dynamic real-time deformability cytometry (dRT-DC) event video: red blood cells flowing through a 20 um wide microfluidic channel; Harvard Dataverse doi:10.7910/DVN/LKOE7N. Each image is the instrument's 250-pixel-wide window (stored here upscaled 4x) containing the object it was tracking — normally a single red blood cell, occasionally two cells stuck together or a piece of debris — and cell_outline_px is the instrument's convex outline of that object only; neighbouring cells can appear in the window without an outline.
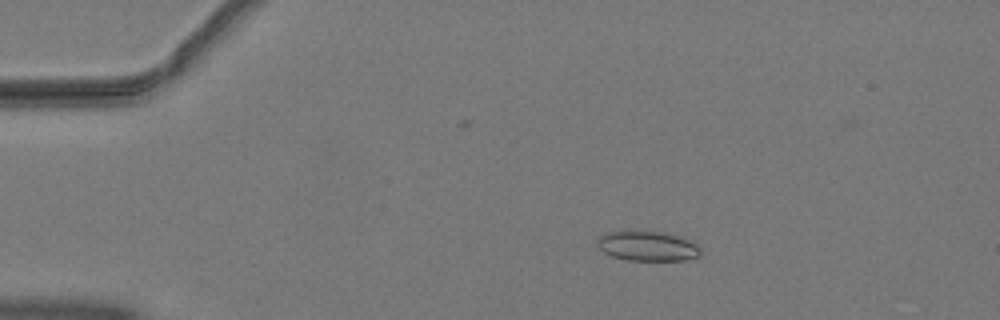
{"species": "common noctule bat (a hibernating species)", "species_latin": "Nyctalus noctula", "temperature_condition": "warm", "stored_images_in_passage": 52, "camera_frame_rate_fps": 3000, "um_per_image_px": 0.085, "animal": {"sex": "male", "body_mass_g": 19.2, "forearm_length_mm": 51.8}, "frame": {"image": 1, "passage_image": 11, "time_ms": 3.333, "image_size_px": [1000, 320], "cell_outline_px": [[700, 256], [684, 260], [628, 260], [612, 256], [604, 252], [596, 244], [596, 240], [604, 232], [624, 228], [632, 228], [664, 232], [680, 236], [692, 240], [700, 248]], "centroid_in_image_um": [54.99, 20.85], "position_along_channel_um": 30.0, "area_um2": 18.84}}
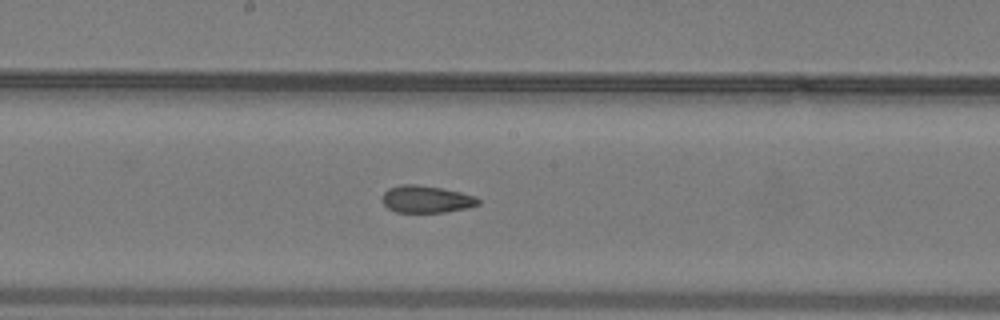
{"frame": {"image": 2, "passage_image": 29, "time_ms": 9.333, "image_size_px": [1000, 320], "cell_outline_px": [[480, 204], [468, 208], [444, 212], [396, 212], [388, 208], [380, 200], [380, 196], [388, 188], [400, 184], [416, 184], [440, 188], [460, 192], [476, 196], [480, 200]], "centroid_in_image_um": [36.21, 16.93], "position_along_channel_um": 212.0, "area_um2": 15.37}}
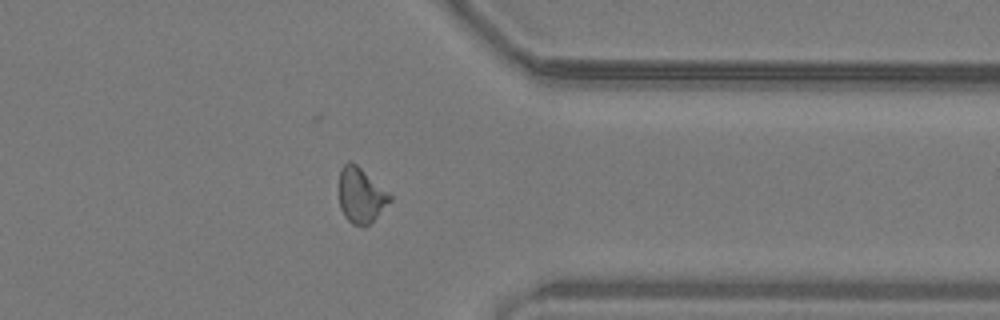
{"frame": {"image": 3, "passage_image": 42, "time_ms": 13.667, "image_size_px": [1000, 320], "cell_outline_px": [[392, 200], [364, 228], [352, 224], [344, 216], [340, 208], [340, 168], [344, 164], [356, 164], [388, 192], [392, 196]], "centroid_in_image_um": [30.67, 16.64], "position_along_channel_um": 380.7, "area_um2": 15.95}, "authors_computed_cell_mechanics": {"area_um2": 16.473, "velocity_mm_per_s": 4.0829, "shape_relaxation_time_tau1_ms": null, "shape_relaxation_time_tau2_ms": 2.2938, "deformation_change_tau1": null, "deformation_change_tau2": 0.0862}}